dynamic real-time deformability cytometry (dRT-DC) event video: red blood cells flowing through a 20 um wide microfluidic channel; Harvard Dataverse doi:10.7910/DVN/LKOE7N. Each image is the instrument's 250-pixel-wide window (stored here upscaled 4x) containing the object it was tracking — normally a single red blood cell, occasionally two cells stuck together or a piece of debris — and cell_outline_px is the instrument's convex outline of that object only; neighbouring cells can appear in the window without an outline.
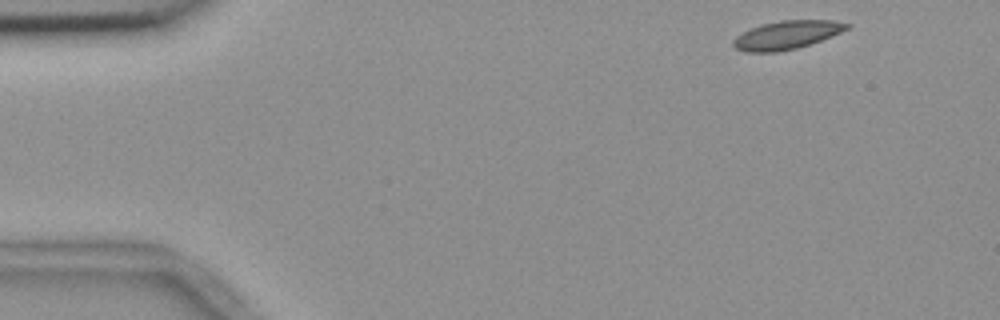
{"species": "common noctule bat (a hibernating species)", "species_latin": "Nyctalus noctula", "temperature_condition": "room temperature", "stored_images_in_passage": 51, "camera_frame_rate_fps": 3000, "um_per_image_px": 0.085, "animal": {"sex": "female", "body_mass_g": 18.4}, "frame": {"image": 1, "passage_image": 1, "time_ms": 0.0, "image_size_px": [1000, 320], "cell_outline_px": [[852, 24], [848, 28], [832, 36], [796, 48], [776, 52], [744, 52], [736, 48], [732, 44], [732, 40], [736, 36], [760, 24], [780, 20], [832, 20]], "centroid_in_image_um": [66.85, 2.96], "position_along_channel_um": 18.1, "area_um2": 18.67}}
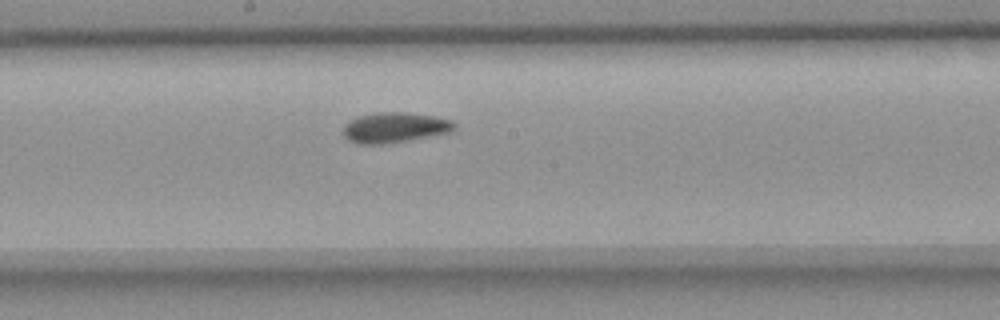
{"frame": {"image": 2, "passage_image": 25, "time_ms": 8.0, "image_size_px": [1000, 320], "cell_outline_px": [[456, 128], [448, 132], [404, 140], [380, 144], [356, 144], [348, 140], [344, 136], [344, 124], [348, 120], [356, 116], [372, 112], [404, 112], [432, 116], [452, 120], [456, 124]], "centroid_in_image_um": [33.47, 10.82], "position_along_channel_um": 214.7, "area_um2": 19.48}}
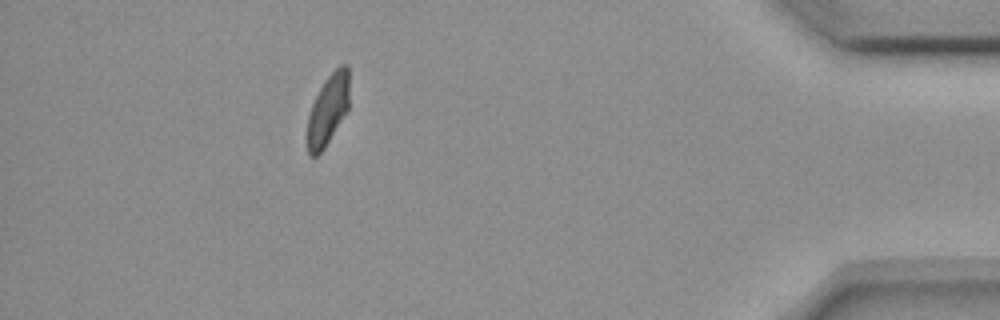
{"frame": {"image": 3, "passage_image": 45, "time_ms": 14.667, "image_size_px": [1000, 320], "cell_outline_px": [[348, 108], [324, 148], [316, 156], [308, 156], [308, 116], [312, 104], [324, 80], [340, 64], [348, 64]], "centroid_in_image_um": [27.87, 9.3], "position_along_channel_um": 407.3, "area_um2": 16.82}, "authors_computed_cell_mechanics": {"area_um2": 18.785, "velocity_mm_per_s": 3.6719, "shape_relaxation_time_tau1_ms": null, "shape_relaxation_time_tau2_ms": 3.1419, "deformation_change_tau1": null, "deformation_change_tau2": 0.0521}}